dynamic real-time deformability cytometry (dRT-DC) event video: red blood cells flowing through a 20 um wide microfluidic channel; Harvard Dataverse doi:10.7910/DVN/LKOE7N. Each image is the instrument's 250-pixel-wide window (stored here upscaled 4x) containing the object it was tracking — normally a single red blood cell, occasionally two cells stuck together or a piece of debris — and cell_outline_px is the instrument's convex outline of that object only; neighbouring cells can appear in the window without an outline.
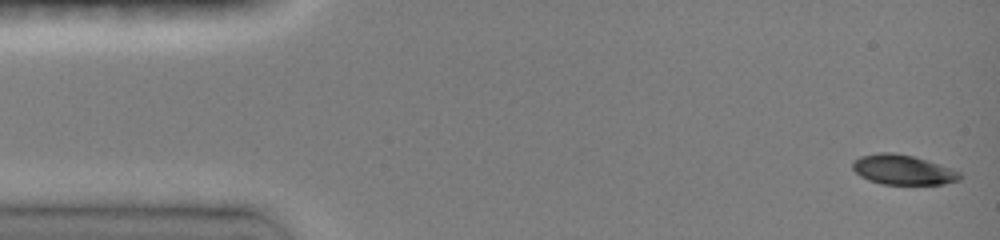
{"species": "common noctule bat (a hibernating species)", "species_latin": "Nyctalus noctula", "temperature_condition": "room temperature", "stored_images_in_passage": 72, "camera_frame_rate_fps": 3000, "um_per_image_px": 0.085, "animal": {"sex": "female", "body_mass_g": 19.0, "forearm_length_mm": 51.5}, "frame": {"image": 1, "passage_image": 1, "time_ms": 0.0, "image_size_px": [1000, 240], "cell_outline_px": [[964, 176], [960, 180], [944, 184], [880, 184], [868, 180], [860, 176], [852, 168], [852, 160], [860, 156], [880, 152], [892, 152], [912, 156], [960, 172]], "centroid_in_image_um": [76.7, 14.44], "position_along_channel_um": 8.3, "area_um2": 18.55}}
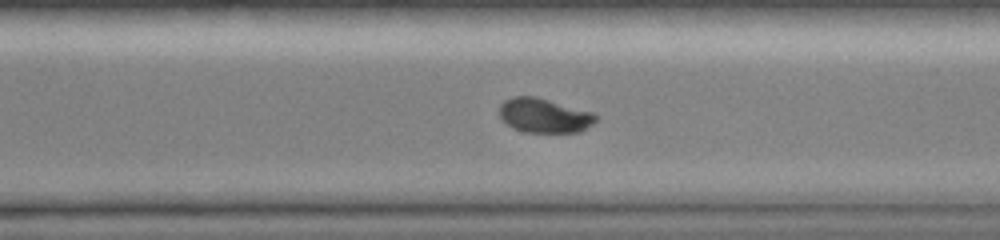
{"frame": {"image": 2, "passage_image": 47, "time_ms": 10.667, "image_size_px": [1000, 240], "cell_outline_px": [[600, 116], [592, 124], [580, 132], [524, 132], [508, 124], [500, 116], [500, 104], [504, 100], [512, 96], [536, 96], [592, 112]], "centroid_in_image_um": [46.28, 9.81], "position_along_channel_um": 324.3, "area_um2": 19.25}}
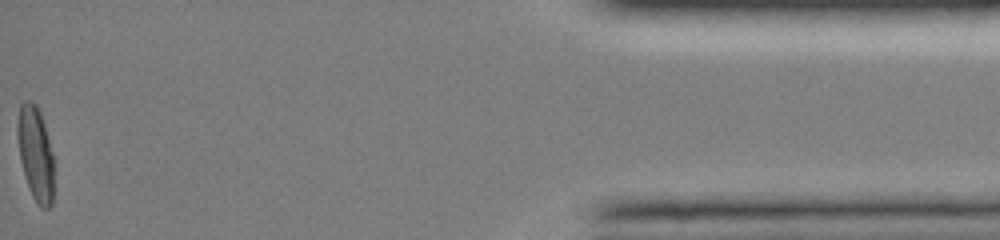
{"frame": {"image": 3, "passage_image": 71, "time_ms": 15.333, "image_size_px": [1000, 240], "cell_outline_px": [[52, 204], [48, 208], [40, 208], [36, 204], [28, 188], [24, 176], [20, 160], [16, 136], [16, 124], [20, 104], [24, 100], [32, 100], [36, 104], [40, 112], [44, 124], [52, 152]], "centroid_in_image_um": [2.97, 13.03], "position_along_channel_um": 432.2, "area_um2": 20.17}, "authors_computed_cell_mechanics": {"area_um2": 19.7098, "velocity_mm_per_s": 4.0667, "shape_relaxation_time_tau1_ms": 4.0577, "shape_relaxation_time_tau2_ms": null, "deformation_change_tau1": 0.1633, "deformation_change_tau2": null}}